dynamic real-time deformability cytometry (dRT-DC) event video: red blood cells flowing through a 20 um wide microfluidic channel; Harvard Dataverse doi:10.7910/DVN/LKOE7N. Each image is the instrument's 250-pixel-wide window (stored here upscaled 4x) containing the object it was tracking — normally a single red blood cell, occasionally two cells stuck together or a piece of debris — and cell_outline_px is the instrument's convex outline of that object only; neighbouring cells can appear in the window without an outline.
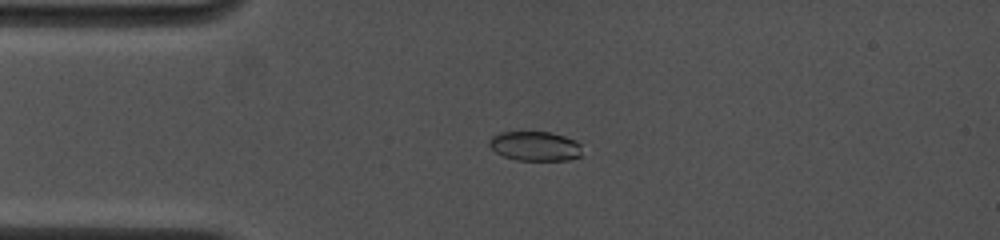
{"species": "common noctule bat (a hibernating species)", "species_latin": "Nyctalus noctula", "temperature_condition": "cold", "stored_images_in_passage": 7, "camera_frame_rate_fps": 4500, "um_per_image_px": 0.085, "animal": {"sex": "female", "body_mass_g": 19.0, "forearm_length_mm": 53.3}, "frame": {"image": 1, "passage_image": 2, "time_ms": 0.222, "image_size_px": [1000, 240], "cell_outline_px": [[580, 156], [568, 160], [516, 160], [504, 156], [496, 152], [488, 144], [488, 140], [492, 136], [500, 132], [552, 132], [576, 140], [580, 144]], "centroid_in_image_um": [45.47, 12.41], "position_along_channel_um": 39.5, "area_um2": 15.95}}